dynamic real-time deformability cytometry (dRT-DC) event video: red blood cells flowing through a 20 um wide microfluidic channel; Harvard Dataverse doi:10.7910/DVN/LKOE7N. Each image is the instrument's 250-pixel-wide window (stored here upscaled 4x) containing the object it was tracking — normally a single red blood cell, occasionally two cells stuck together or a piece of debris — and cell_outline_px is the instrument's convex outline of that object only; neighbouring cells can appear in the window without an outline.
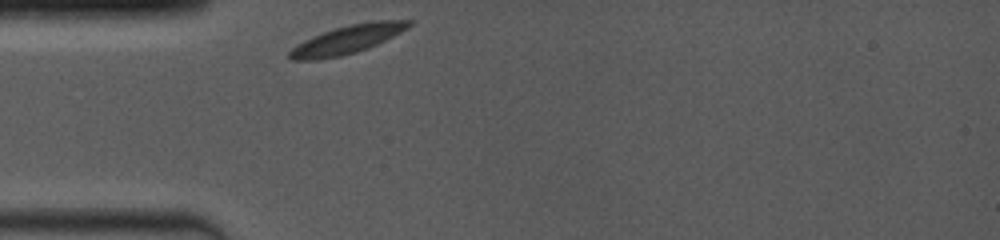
{"species": "common noctule bat (a hibernating species)", "species_latin": "Nyctalus noctula", "temperature_condition": "room temperature", "stored_images_in_passage": 39, "camera_frame_rate_fps": 4000, "um_per_image_px": 0.085, "animal": {"sex": "female", "body_mass_g": 19.0, "forearm_length_mm": 53.3}, "frame": {"image": 1, "passage_image": 1, "time_ms": 0.0, "image_size_px": [1000, 240], "cell_outline_px": [[412, 24], [408, 28], [368, 48], [356, 52], [340, 56], [316, 60], [288, 60], [288, 52], [292, 48], [304, 40], [324, 32], [336, 28], [352, 24], [376, 20], [412, 20]], "centroid_in_image_um": [29.49, 3.37], "position_along_channel_um": 55.5, "area_um2": 19.42}}
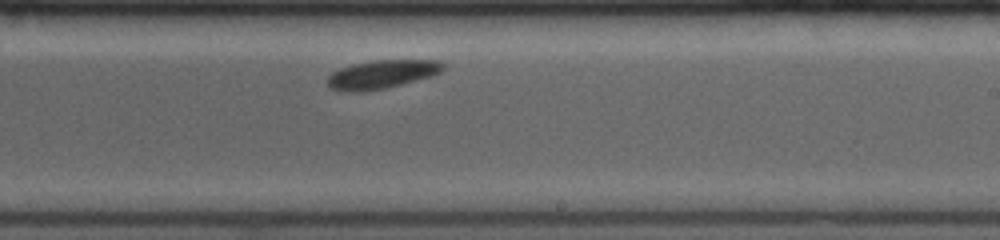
{"frame": {"image": 2, "passage_image": 23, "time_ms": 5.5, "image_size_px": [1000, 240], "cell_outline_px": [[448, 64], [440, 72], [432, 76], [384, 88], [360, 92], [352, 92], [328, 88], [328, 76], [332, 72], [340, 68], [352, 64], [376, 60], [440, 60]], "centroid_in_image_um": [32.48, 6.3], "position_along_channel_um": 256.5, "area_um2": 19.19}}
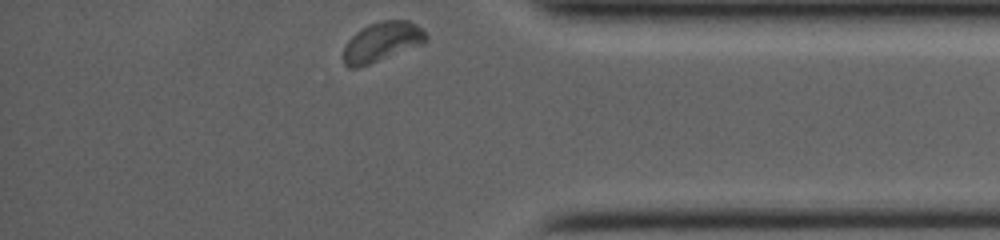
{"frame": {"image": 3, "passage_image": 39, "time_ms": 9.5, "image_size_px": [1000, 240], "cell_outline_px": [[428, 40], [420, 44], [368, 64], [356, 68], [348, 68], [344, 64], [344, 48], [348, 40], [356, 32], [368, 24], [380, 20], [408, 20], [416, 24], [428, 36]], "centroid_in_image_um": [32.44, 3.53], "position_along_channel_um": 402.8, "area_um2": 18.67}}